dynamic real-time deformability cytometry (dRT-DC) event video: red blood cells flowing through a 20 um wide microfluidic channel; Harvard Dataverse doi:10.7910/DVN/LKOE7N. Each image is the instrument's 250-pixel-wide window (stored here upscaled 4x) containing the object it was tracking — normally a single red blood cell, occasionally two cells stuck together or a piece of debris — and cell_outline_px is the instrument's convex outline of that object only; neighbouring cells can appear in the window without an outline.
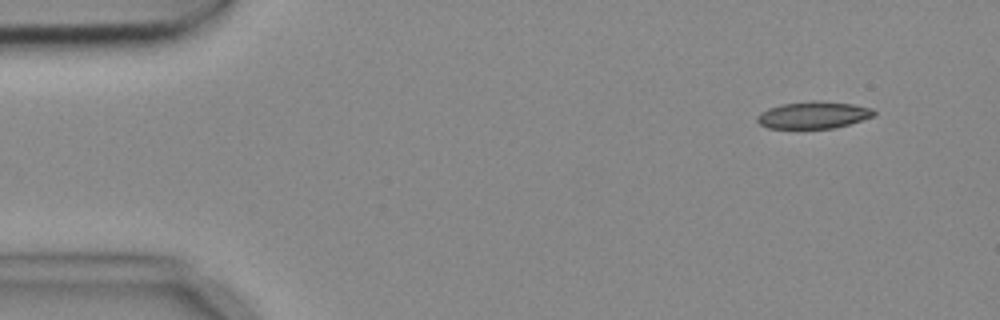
{"species": "common noctule bat (a hibernating species)", "species_latin": "Nyctalus noctula", "temperature_condition": "cold", "stored_images_in_passage": 4, "camera_frame_rate_fps": 3000, "um_per_image_px": 0.085, "animal": {"sex": "female", "body_mass_g": 18.4}, "frame": {"image": 1, "passage_image": 1, "time_ms": 0.0, "image_size_px": [1000, 320], "cell_outline_px": [[876, 116], [848, 124], [832, 128], [768, 128], [760, 124], [756, 120], [756, 116], [760, 112], [768, 108], [780, 104], [852, 104], [872, 108], [876, 112]], "centroid_in_image_um": [69.12, 9.83], "position_along_channel_um": 15.9, "area_um2": 17.4}}
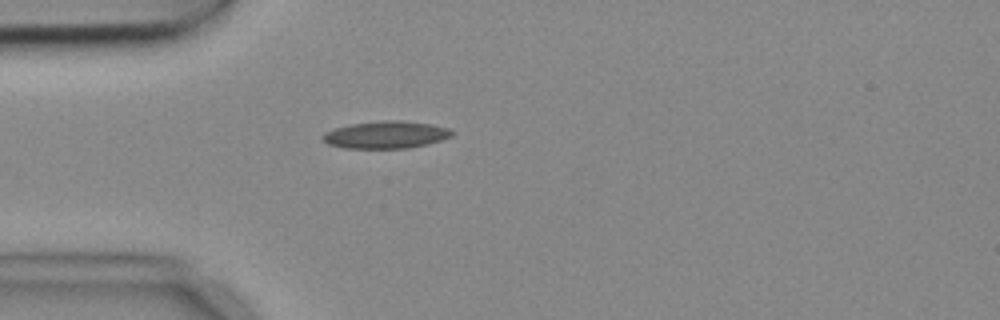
{"frame": {"image": 2, "passage_image": 4, "time_ms": 1.0, "image_size_px": [1000, 320], "cell_outline_px": [[452, 136], [428, 144], [408, 148], [344, 148], [328, 144], [320, 136], [324, 132], [336, 128], [352, 124], [384, 120], [400, 120], [432, 124], [448, 128], [452, 132]], "centroid_in_image_um": [32.79, 11.45], "position_along_channel_um": 52.2, "area_um2": 20.46}}